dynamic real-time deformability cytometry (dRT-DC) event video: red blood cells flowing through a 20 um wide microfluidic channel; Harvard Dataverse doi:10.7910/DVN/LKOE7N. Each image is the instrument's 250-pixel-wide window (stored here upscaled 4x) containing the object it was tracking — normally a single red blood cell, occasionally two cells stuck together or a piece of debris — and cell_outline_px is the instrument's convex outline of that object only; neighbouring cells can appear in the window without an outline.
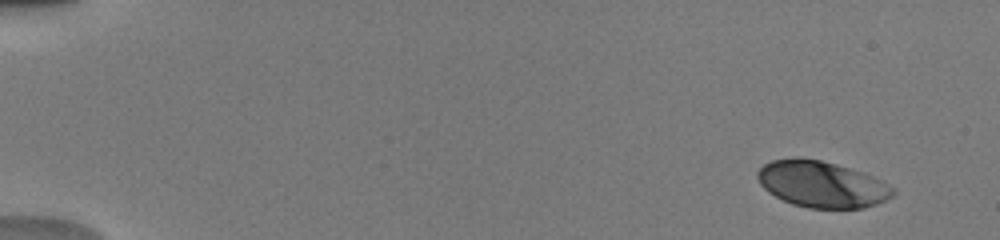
{"species": "human", "species_latin": "Homo sapiens", "temperature_condition": "warm", "stored_images_in_passage": 3, "camera_frame_rate_fps": 3000, "um_per_image_px": 0.085, "donor": {"sex": "male"}, "frame": {"image": 1, "passage_image": 1, "time_ms": 0.0, "image_size_px": [1000, 240], "cell_outline_px": [[896, 192], [892, 196], [876, 204], [864, 208], [808, 208], [792, 204], [768, 192], [760, 184], [756, 176], [756, 172], [764, 164], [772, 160], [796, 156], [800, 156], [820, 160], [836, 164], [872, 176], [896, 188]], "centroid_in_image_um": [69.83, 15.65], "position_along_channel_um": 15.2, "area_um2": 36.65}}